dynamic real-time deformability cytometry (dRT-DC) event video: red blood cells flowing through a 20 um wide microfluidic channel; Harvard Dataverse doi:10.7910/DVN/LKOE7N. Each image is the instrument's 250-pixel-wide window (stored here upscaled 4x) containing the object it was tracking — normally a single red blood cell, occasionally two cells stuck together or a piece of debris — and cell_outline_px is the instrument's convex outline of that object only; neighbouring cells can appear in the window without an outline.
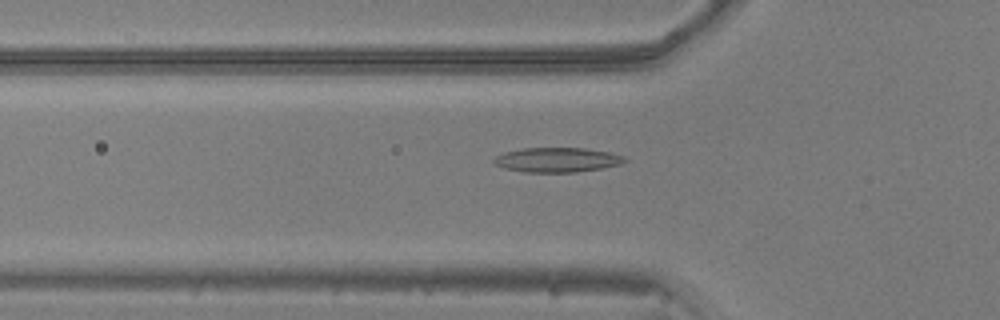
{"species": "common noctule bat (a hibernating species)", "species_latin": "Nyctalus noctula", "temperature_condition": "warm", "stored_images_in_passage": 46, "camera_frame_rate_fps": 3000, "um_per_image_px": 0.085, "animal": {"sex": "male", "body_mass_g": 20.5, "forearm_length_mm": 52.5}, "frame": {"image": 1, "passage_image": 11, "time_ms": 3.333, "image_size_px": [1000, 320], "cell_outline_px": [[628, 160], [620, 164], [600, 168], [576, 172], [524, 172], [504, 168], [496, 164], [492, 160], [496, 156], [504, 152], [524, 148], [584, 148], [612, 152], [624, 156]], "centroid_in_image_um": [47.37, 13.58], "position_along_channel_um": 78.4, "area_um2": 18.73}}
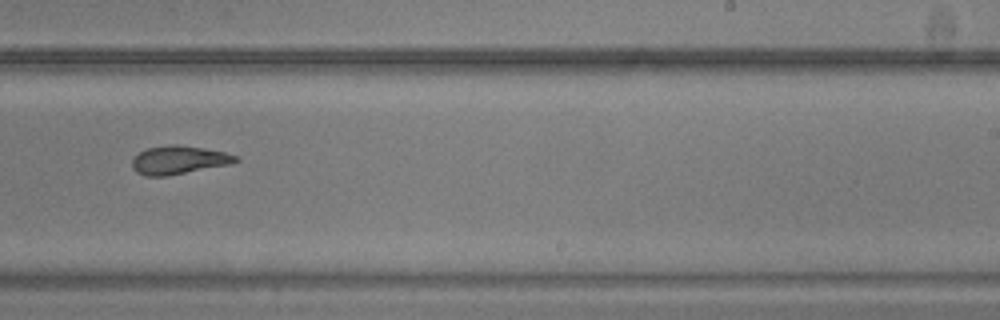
{"frame": {"image": 2, "passage_image": 26, "time_ms": 8.333, "image_size_px": [1000, 320], "cell_outline_px": [[240, 160], [228, 164], [168, 176], [144, 176], [136, 172], [132, 168], [132, 160], [140, 152], [148, 148], [168, 144], [176, 144], [204, 148], [224, 152], [240, 156]], "centroid_in_image_um": [15.19, 13.6], "position_along_channel_um": 273.8, "area_um2": 17.11}}
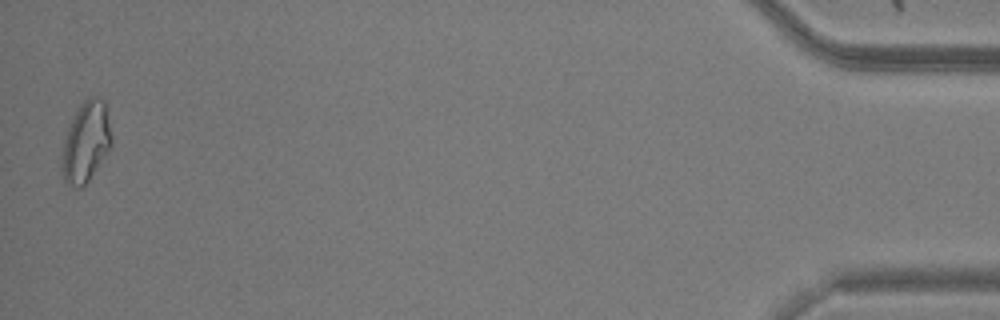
{"frame": {"image": 3, "passage_image": 45, "time_ms": 14.667, "image_size_px": [1000, 320], "cell_outline_px": [[112, 144], [88, 180], [80, 188], [76, 188], [64, 180], [60, 168], [60, 164], [64, 140], [68, 128], [80, 104], [88, 96], [100, 96], [104, 100], [112, 136]], "centroid_in_image_um": [7.29, 12.04], "position_along_channel_um": 427.9, "area_um2": 23.06}, "authors_computed_cell_mechanics": {"area_um2": 17.9469, "velocity_mm_per_s": 3.8883, "shape_relaxation_time_tau1_ms": null, "shape_relaxation_time_tau2_ms": 3.1066, "deformation_change_tau1": null, "deformation_change_tau2": 0.1122}}